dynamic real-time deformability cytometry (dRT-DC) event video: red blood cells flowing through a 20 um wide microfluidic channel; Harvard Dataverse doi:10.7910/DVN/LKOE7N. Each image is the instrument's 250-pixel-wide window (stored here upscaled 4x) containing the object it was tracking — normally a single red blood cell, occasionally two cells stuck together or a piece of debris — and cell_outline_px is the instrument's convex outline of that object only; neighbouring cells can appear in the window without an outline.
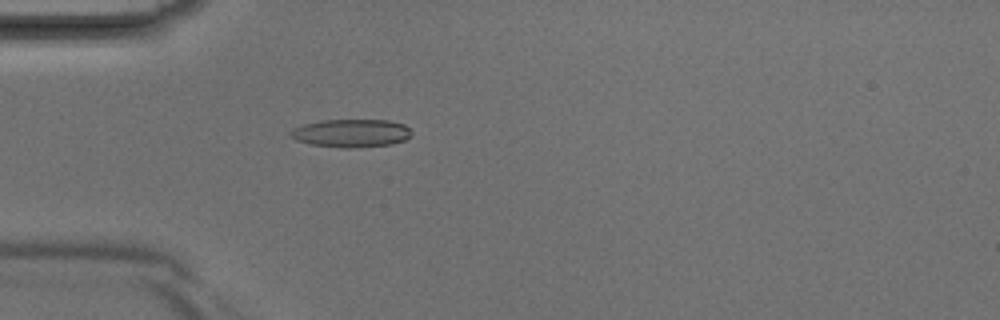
{"species": "Egyptian fruit bat (a non-hibernating species)", "species_latin": "Rousettus aegyptiacus", "temperature_condition": "room temperature", "stored_images_in_passage": 32, "camera_frame_rate_fps": 3000, "um_per_image_px": 0.085, "animal": {"sex": "male"}, "frame": {"image": 1, "passage_image": 3, "time_ms": 0.667, "image_size_px": [1000, 320], "cell_outline_px": [[412, 136], [404, 140], [392, 144], [352, 148], [344, 148], [312, 144], [296, 140], [288, 136], [288, 132], [292, 128], [304, 124], [324, 120], [388, 120], [404, 124], [412, 132]], "centroid_in_image_um": [29.84, 11.32], "position_along_channel_um": 55.2, "area_um2": 19.88}}
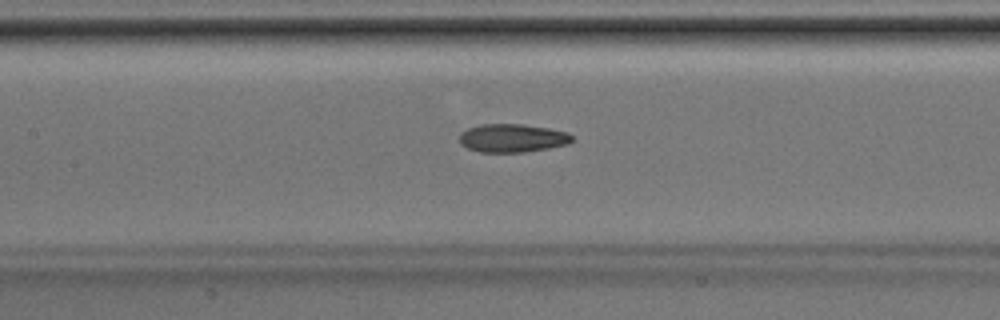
{"frame": {"image": 2, "passage_image": 10, "time_ms": 3.0, "image_size_px": [1000, 320], "cell_outline_px": [[572, 140], [568, 144], [548, 148], [524, 152], [480, 152], [468, 148], [460, 144], [460, 132], [468, 128], [480, 124], [520, 124], [548, 128], [568, 132], [572, 136]], "centroid_in_image_um": [43.53, 11.73], "position_along_channel_um": 163.9, "area_um2": 18.55}}
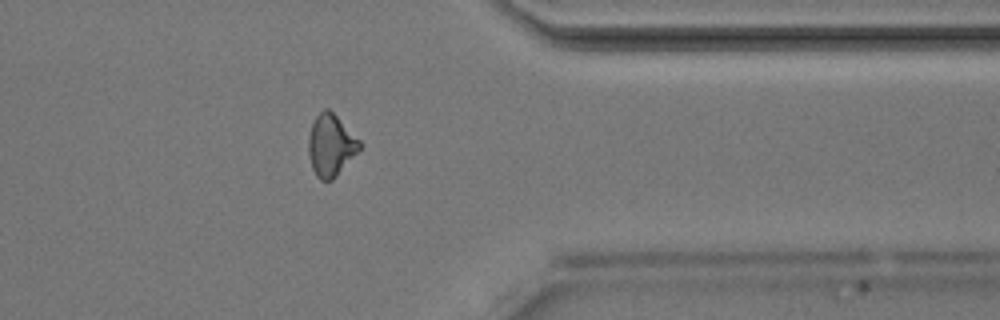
{"frame": {"image": 3, "passage_image": 24, "time_ms": 7.667, "image_size_px": [1000, 320], "cell_outline_px": [[364, 144], [336, 176], [332, 180], [320, 180], [316, 176], [312, 168], [308, 152], [308, 136], [312, 124], [316, 116], [324, 108], [328, 108]], "centroid_in_image_um": [28.11, 12.35], "position_along_channel_um": 383.3, "area_um2": 18.26}}